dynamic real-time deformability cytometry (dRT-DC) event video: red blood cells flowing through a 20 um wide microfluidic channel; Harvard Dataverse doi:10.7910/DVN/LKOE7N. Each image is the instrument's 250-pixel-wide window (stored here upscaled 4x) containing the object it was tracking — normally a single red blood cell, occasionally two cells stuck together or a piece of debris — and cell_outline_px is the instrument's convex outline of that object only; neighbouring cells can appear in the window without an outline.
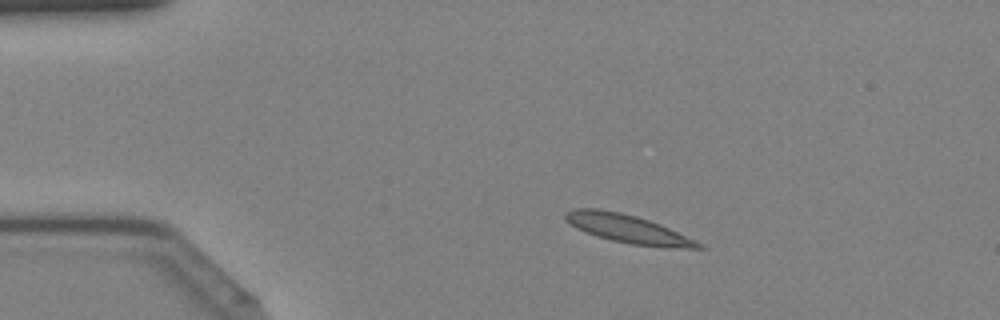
{"species": "Egyptian fruit bat (a non-hibernating species)", "species_latin": "Rousettus aegyptiacus", "temperature_condition": "cold", "stored_images_in_passage": 42, "camera_frame_rate_fps": 3000, "um_per_image_px": 0.085, "animal": {"sex": "female"}, "frame": {"image": 1, "passage_image": 7, "time_ms": 2.0, "image_size_px": [1000, 320], "cell_outline_px": [[704, 248], [664, 248], [632, 244], [612, 240], [596, 236], [576, 228], [564, 216], [564, 212], [576, 208], [600, 208], [620, 212], [636, 216], [660, 224], [696, 240], [704, 244]], "centroid_in_image_um": [53.4, 19.45], "position_along_channel_um": 31.6, "area_um2": 21.96}}
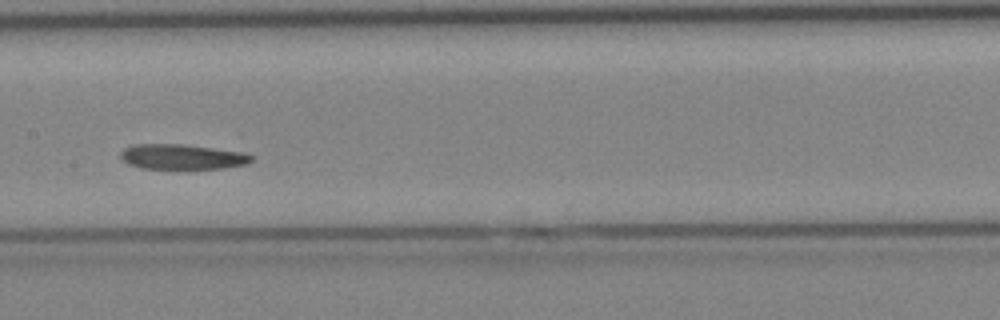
{"frame": {"image": 2, "passage_image": 21, "time_ms": 6.667, "image_size_px": [1000, 320], "cell_outline_px": [[256, 156], [248, 164], [224, 168], [188, 172], [140, 168], [128, 164], [120, 156], [120, 152], [124, 148], [136, 144], [180, 144], [244, 152]], "centroid_in_image_um": [15.52, 13.39], "position_along_channel_um": 191.9, "area_um2": 20.29}}
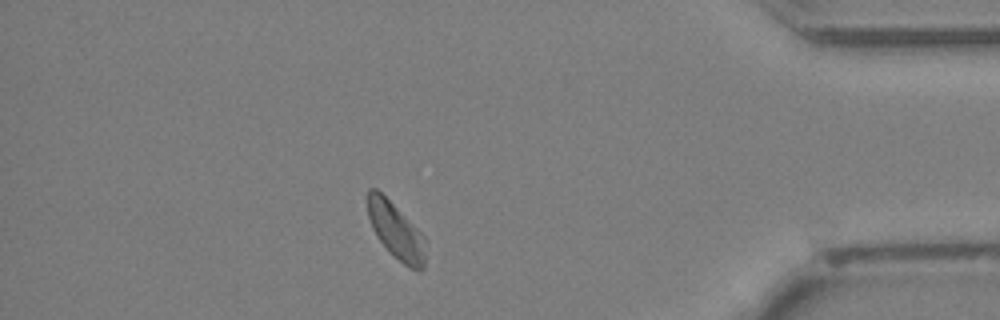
{"frame": {"image": 3, "passage_image": 37, "time_ms": 12.0, "image_size_px": [1000, 320], "cell_outline_px": [[424, 268], [420, 272], [404, 264], [376, 236], [372, 228], [368, 216], [368, 188], [376, 188], [424, 236]], "centroid_in_image_um": [33.64, 19.62], "position_along_channel_um": 401.6, "area_um2": 18.09}}